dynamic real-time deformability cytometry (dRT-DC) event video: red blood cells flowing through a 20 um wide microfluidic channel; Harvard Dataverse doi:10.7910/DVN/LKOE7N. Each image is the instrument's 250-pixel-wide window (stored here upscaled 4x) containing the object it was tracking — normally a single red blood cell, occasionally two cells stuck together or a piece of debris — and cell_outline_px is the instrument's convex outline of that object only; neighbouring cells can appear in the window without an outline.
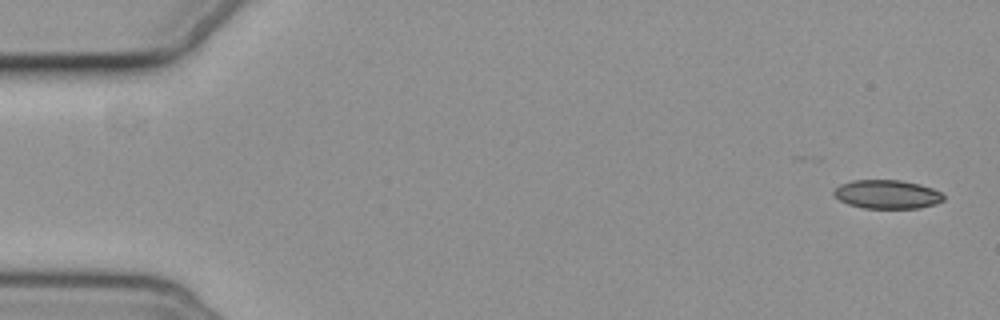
{"species": "common noctule bat (a hibernating species)", "species_latin": "Nyctalus noctula", "temperature_condition": "cold", "stored_images_in_passage": 8, "camera_frame_rate_fps": 3000, "um_per_image_px": 0.085, "animal": {"sex": "female", "body_mass_g": 19.3, "forearm_length_mm": 54.1}, "frame": {"image": 1, "passage_image": 1, "time_ms": 0.0, "image_size_px": [1000, 320], "cell_outline_px": [[944, 200], [936, 204], [920, 208], [864, 208], [848, 204], [840, 200], [832, 192], [840, 184], [852, 180], [900, 180], [920, 184], [932, 188], [940, 192], [944, 196]], "centroid_in_image_um": [75.42, 16.51], "position_along_channel_um": 9.6, "area_um2": 18.38}}
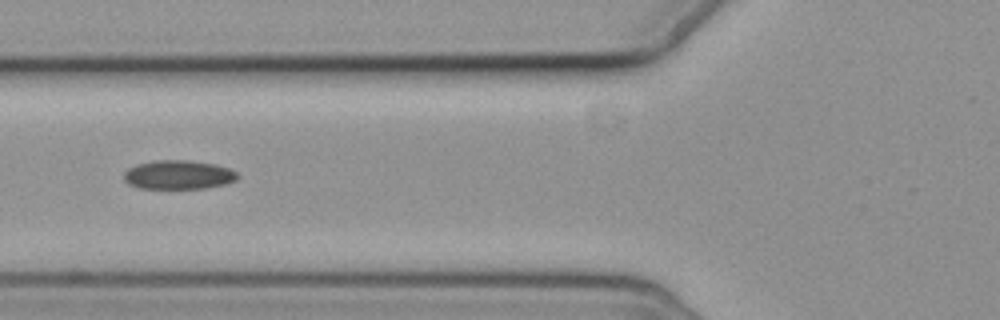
{"frame": {"image": 2, "passage_image": 6, "time_ms": 6.667, "image_size_px": [1000, 320], "cell_outline_px": [[240, 176], [236, 180], [224, 184], [208, 188], [140, 188], [128, 184], [124, 180], [124, 172], [128, 168], [136, 164], [152, 160], [188, 160], [216, 164], [228, 168], [236, 172]], "centroid_in_image_um": [15.16, 14.85], "position_along_channel_um": 110.6, "area_um2": 19.31}}
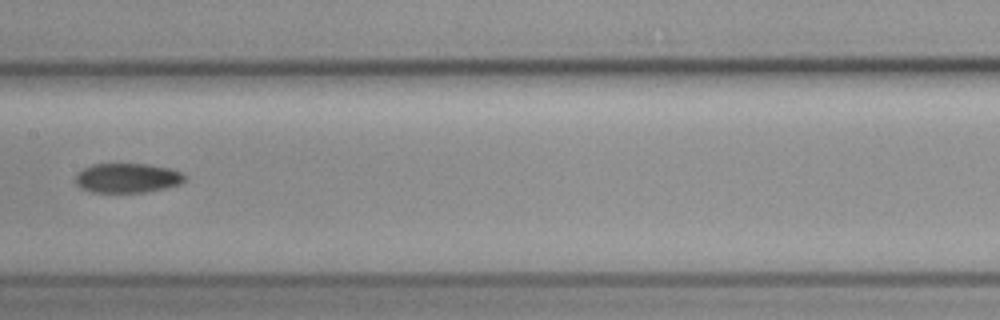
{"frame": {"image": 3, "passage_image": 8, "time_ms": 9.0, "image_size_px": [1000, 320], "cell_outline_px": [[188, 176], [180, 184], [168, 188], [144, 192], [92, 192], [80, 188], [76, 184], [76, 176], [84, 168], [92, 164], [148, 164], [168, 168], [180, 172]], "centroid_in_image_um": [10.85, 15.13], "position_along_channel_um": 196.6, "area_um2": 18.79}}